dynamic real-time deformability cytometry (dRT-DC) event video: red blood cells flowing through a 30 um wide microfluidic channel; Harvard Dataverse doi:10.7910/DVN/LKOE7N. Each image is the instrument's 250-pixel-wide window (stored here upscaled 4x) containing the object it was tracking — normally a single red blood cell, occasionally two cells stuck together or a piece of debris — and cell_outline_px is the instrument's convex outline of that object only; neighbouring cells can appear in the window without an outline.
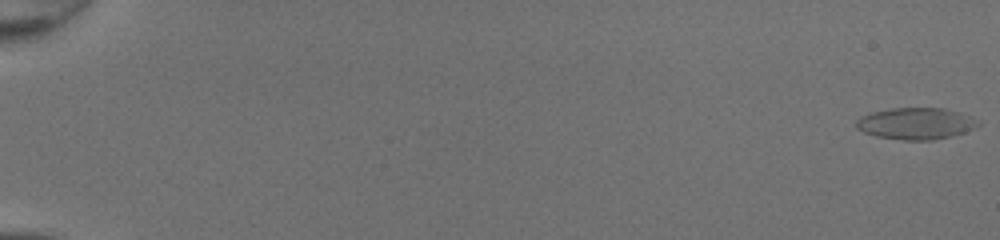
{"species": "common noctule bat (a hibernating species)", "species_latin": "Nyctalus noctula", "temperature_condition": "room temperature", "stored_images_in_passage": 51, "camera_frame_rate_fps": 3000, "um_per_image_px": 0.085, "animal": {"sex": "female", "body_mass_g": 20.0, "forearm_length_mm": 54.0}, "frame": {"image": 1, "passage_image": 1, "time_ms": 0.0, "image_size_px": [1000, 240], "cell_outline_px": [[980, 124], [976, 128], [964, 132], [932, 140], [904, 140], [876, 136], [864, 132], [856, 128], [856, 120], [860, 116], [872, 112], [892, 108], [944, 108], [960, 112], [968, 116]], "centroid_in_image_um": [77.81, 10.49], "position_along_channel_um": 7.2, "area_um2": 22.25}}
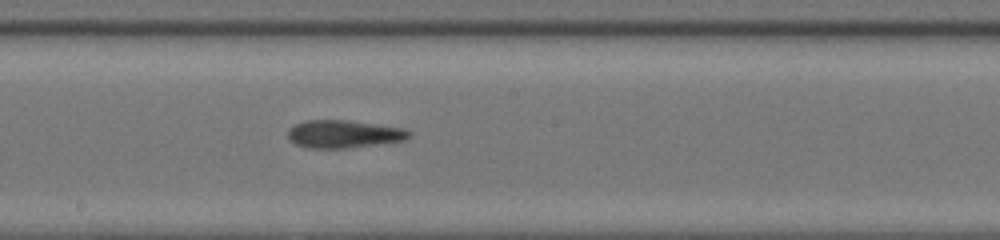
{"frame": {"image": 2, "passage_image": 31, "time_ms": 10.0, "image_size_px": [1000, 240], "cell_outline_px": [[412, 136], [404, 140], [376, 144], [344, 148], [308, 148], [296, 144], [288, 140], [288, 128], [304, 120], [348, 120], [404, 128], [412, 132]], "centroid_in_image_um": [29.2, 11.38], "position_along_channel_um": 219.0, "area_um2": 19.65}}
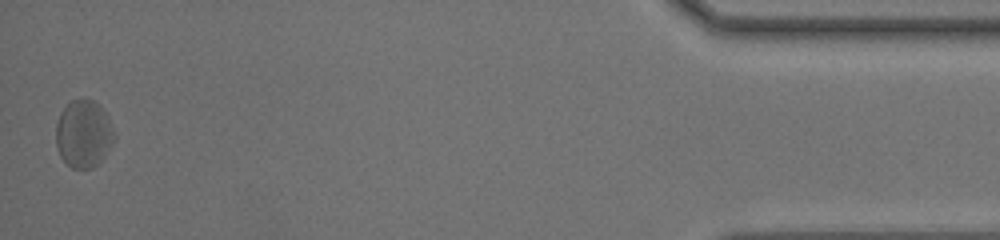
{"frame": {"image": 3, "passage_image": 51, "time_ms": 16.667, "image_size_px": [1000, 240], "cell_outline_px": [[116, 140], [104, 156], [92, 168], [72, 168], [60, 156], [56, 144], [56, 124], [60, 112], [72, 100], [80, 96], [84, 96], [92, 100], [108, 116], [116, 136]], "centroid_in_image_um": [7.11, 11.35], "position_along_channel_um": 428.1, "area_um2": 23.06}, "authors_computed_cell_mechanics": {"area_um2": 20.4612, "velocity_mm_per_s": 4.2773, "shape_relaxation_time_tau1_ms": 2.349, "shape_relaxation_time_tau2_ms": 2.8666, "deformation_change_tau1": 0.0736, "deformation_change_tau2": 0.1317}}